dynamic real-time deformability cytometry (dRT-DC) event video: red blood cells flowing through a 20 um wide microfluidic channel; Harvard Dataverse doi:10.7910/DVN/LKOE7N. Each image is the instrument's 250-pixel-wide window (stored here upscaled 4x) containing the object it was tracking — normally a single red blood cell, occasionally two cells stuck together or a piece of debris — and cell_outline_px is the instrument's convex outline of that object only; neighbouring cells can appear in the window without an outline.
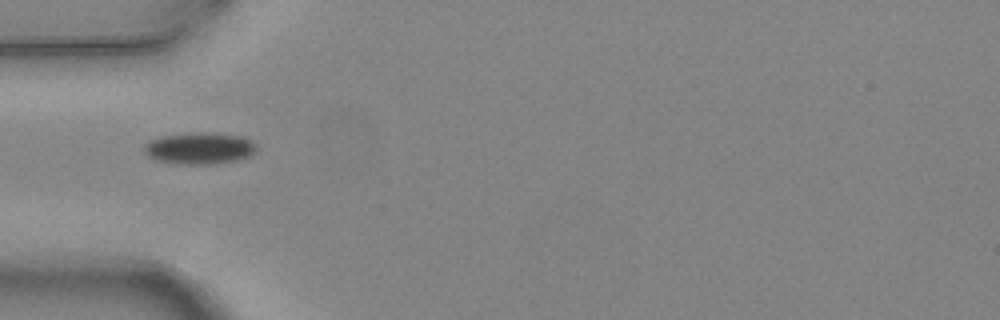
{"species": "common noctule bat (a hibernating species)", "species_latin": "Nyctalus noctula", "temperature_condition": "warm", "stored_images_in_passage": 4, "camera_frame_rate_fps": 3000, "um_per_image_px": 0.085, "animal": {"sex": "female", "body_mass_g": 24.6, "forearm_length_mm": 56.2}, "frame": {"image": 1, "passage_image": 1, "time_ms": 0.0, "image_size_px": [1000, 320], "cell_outline_px": [[256, 152], [252, 156], [240, 160], [212, 164], [176, 164], [156, 160], [148, 156], [144, 152], [144, 144], [160, 136], [200, 132], [208, 132], [240, 136], [252, 140], [256, 144]], "centroid_in_image_um": [16.99, 12.61], "position_along_channel_um": 68.0, "area_um2": 20.98}}
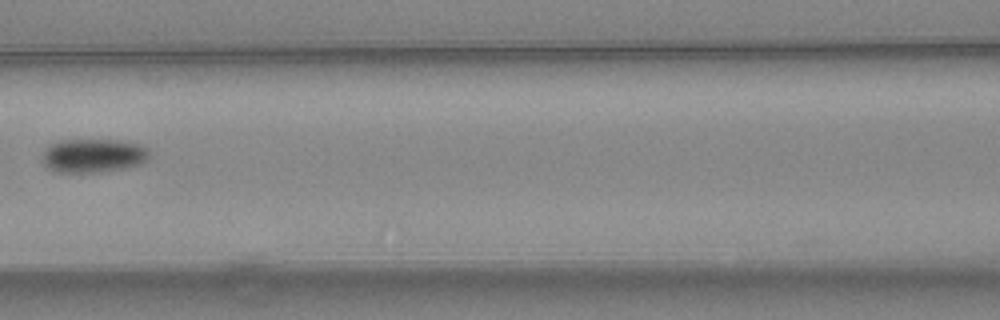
{"frame": {"image": 2, "passage_image": 3, "time_ms": 0.667, "image_size_px": [1000, 320], "cell_outline_px": [[148, 160], [140, 164], [124, 168], [96, 172], [60, 172], [48, 168], [44, 164], [44, 148], [48, 144], [60, 140], [116, 140], [140, 144], [148, 148]], "centroid_in_image_um": [7.93, 13.21], "position_along_channel_um": 158.7, "area_um2": 20.98}}
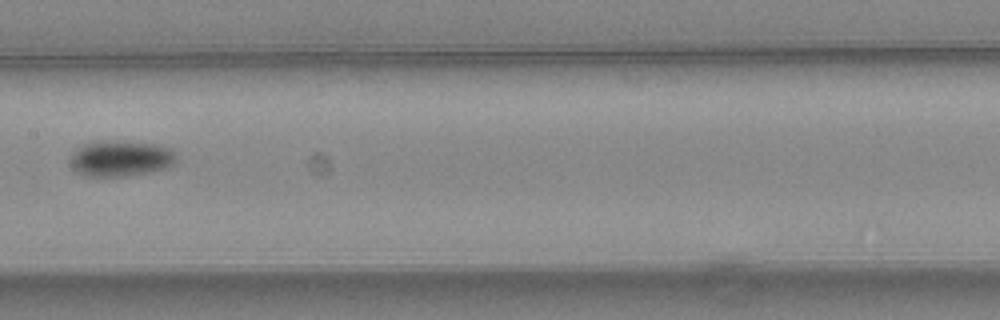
{"frame": {"image": 3, "passage_image": 4, "time_ms": 1.0, "image_size_px": [1000, 320], "cell_outline_px": [[176, 164], [168, 168], [152, 172], [128, 176], [84, 176], [76, 172], [72, 168], [68, 156], [76, 148], [84, 144], [100, 140], [120, 140], [152, 144], [172, 148], [176, 156]], "centroid_in_image_um": [10.24, 13.47], "position_along_channel_um": 197.2, "area_um2": 22.83}}